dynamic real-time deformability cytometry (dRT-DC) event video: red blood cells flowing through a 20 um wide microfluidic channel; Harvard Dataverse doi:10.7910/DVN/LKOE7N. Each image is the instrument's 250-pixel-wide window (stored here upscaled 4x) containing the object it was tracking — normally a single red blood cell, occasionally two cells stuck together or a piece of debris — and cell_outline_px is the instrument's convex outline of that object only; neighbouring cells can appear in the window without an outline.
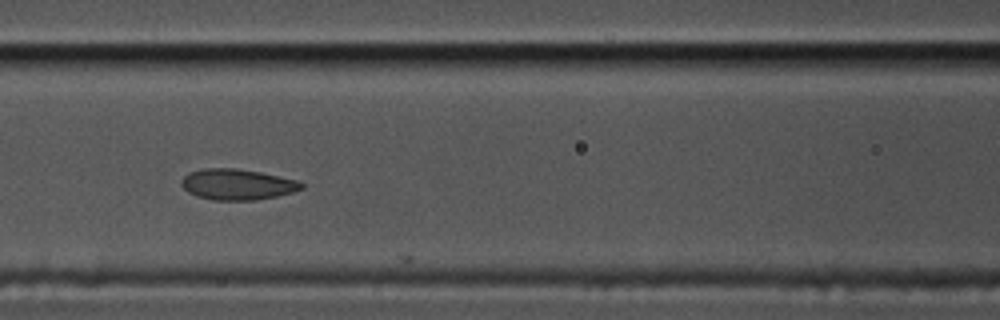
{"species": "common noctule bat (a hibernating species)", "species_latin": "Nyctalus noctula", "temperature_condition": "cold", "stored_images_in_passage": 22, "camera_frame_rate_fps": 3000, "um_per_image_px": 0.085, "animal": {"sex": "male", "body_mass_g": 17.5, "forearm_length_mm": 52.3}, "frame": {"image": 1, "passage_image": 21, "time_ms": 6.667, "image_size_px": [1000, 320], "cell_outline_px": [[304, 188], [292, 192], [276, 196], [256, 200], [212, 200], [196, 196], [188, 192], [180, 184], [180, 180], [188, 172], [204, 168], [236, 168], [260, 172], [300, 180], [304, 184]], "centroid_in_image_um": [20.16, 15.67], "position_along_channel_um": 146.4, "area_um2": 21.79}}